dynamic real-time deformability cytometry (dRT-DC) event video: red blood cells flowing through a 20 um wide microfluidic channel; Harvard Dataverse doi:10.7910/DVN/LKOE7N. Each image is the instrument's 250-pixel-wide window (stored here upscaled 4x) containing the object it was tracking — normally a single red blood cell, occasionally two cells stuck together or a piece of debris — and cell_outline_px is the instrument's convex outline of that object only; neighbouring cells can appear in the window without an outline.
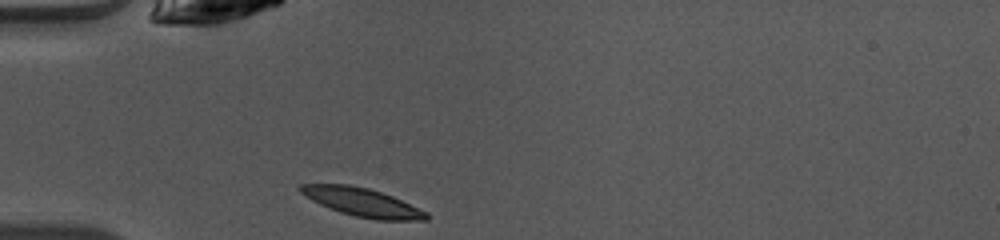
{"species": "common noctule bat (a hibernating species)", "species_latin": "Nyctalus noctula", "temperature_condition": "warm", "stored_images_in_passage": 36, "camera_frame_rate_fps": 3000, "um_per_image_px": 0.085, "animal": {"sex": "female", "body_mass_g": 10.0, "forearm_length_mm": 53.1}, "frame": {"image": 1, "passage_image": 1, "time_ms": 0.0, "image_size_px": [1000, 240], "cell_outline_px": [[428, 220], [376, 220], [356, 216], [340, 212], [320, 204], [304, 196], [296, 188], [300, 184], [348, 184], [368, 188], [392, 196], [428, 212]], "centroid_in_image_um": [30.77, 17.18], "position_along_channel_um": 54.2, "area_um2": 20.75}}
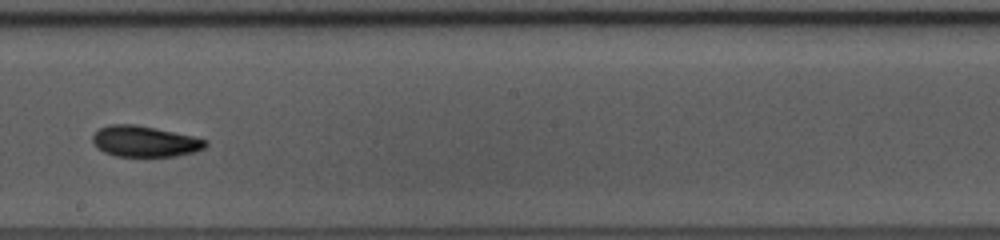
{"frame": {"image": 2, "passage_image": 15, "time_ms": 4.667, "image_size_px": [1000, 240], "cell_outline_px": [[208, 144], [204, 148], [196, 152], [176, 156], [116, 156], [104, 152], [96, 148], [92, 140], [92, 136], [100, 128], [108, 124], [136, 124], [156, 128], [192, 136], [208, 140]], "centroid_in_image_um": [12.3, 12.02], "position_along_channel_um": 235.9, "area_um2": 20.46}}
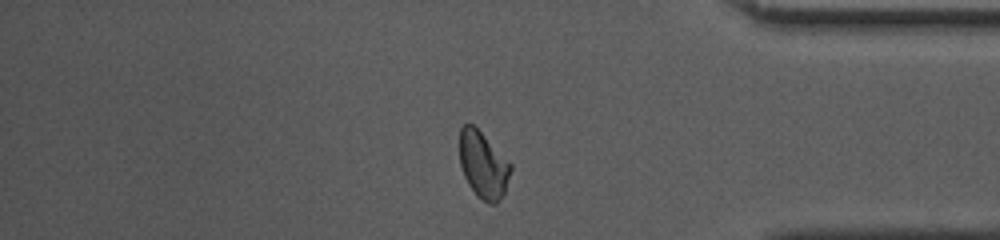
{"frame": {"image": 3, "passage_image": 28, "time_ms": 9.0, "image_size_px": [1000, 240], "cell_outline_px": [[512, 168], [504, 192], [496, 204], [488, 204], [476, 196], [468, 184], [464, 176], [460, 164], [460, 128], [464, 124], [472, 124], [512, 164]], "centroid_in_image_um": [41.06, 14.05], "position_along_channel_um": 394.1, "area_um2": 19.65}, "authors_computed_cell_mechanics": {"area_um2": 20.3456, "velocity_mm_per_s": 4.0706, "shape_relaxation_time_tau1_ms": 2.3345, "shape_relaxation_time_tau2_ms": 2.2682, "deformation_change_tau1": 0.1335, "deformation_change_tau2": 0.0891}}